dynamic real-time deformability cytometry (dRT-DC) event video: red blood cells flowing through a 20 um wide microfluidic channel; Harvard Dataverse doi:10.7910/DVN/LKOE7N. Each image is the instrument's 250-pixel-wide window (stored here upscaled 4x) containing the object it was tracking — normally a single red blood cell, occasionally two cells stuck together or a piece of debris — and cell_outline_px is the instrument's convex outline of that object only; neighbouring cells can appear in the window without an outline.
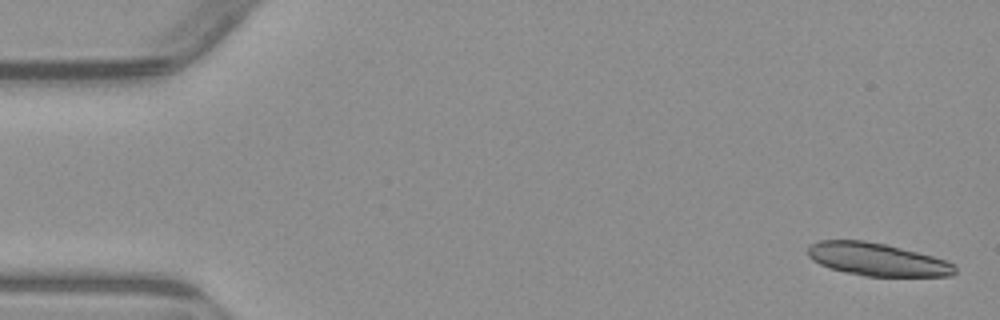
{"species": "common noctule bat (a hibernating species)", "species_latin": "Nyctalus noctula", "temperature_condition": "warm", "stored_images_in_passage": 7, "camera_frame_rate_fps": 3000, "um_per_image_px": 0.085, "animal": {"sex": "male", "body_mass_g": 23.1, "forearm_length_mm": 52.7}, "frame": {"image": 1, "passage_image": 1, "time_ms": 0.0, "image_size_px": [1000, 320], "cell_outline_px": [[956, 272], [952, 276], [864, 276], [844, 272], [828, 268], [812, 260], [808, 256], [808, 244], [820, 240], [864, 240], [888, 244], [932, 256], [944, 260], [952, 264], [956, 268]], "centroid_in_image_um": [74.51, 22.04], "position_along_channel_um": 10.5, "area_um2": 28.26}}
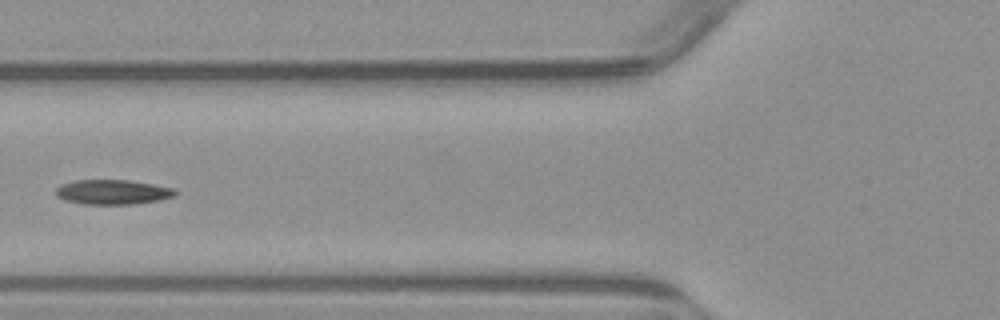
{"frame": {"image": 2, "passage_image": 6, "time_ms": 6.333, "image_size_px": [1000, 320], "cell_outline_px": [[176, 196], [160, 200], [136, 204], [84, 204], [64, 200], [56, 196], [56, 188], [60, 184], [76, 180], [128, 180], [152, 184], [172, 188], [176, 192]], "centroid_in_image_um": [9.55, 16.33], "position_along_channel_um": 116.2, "area_um2": 17.22}}
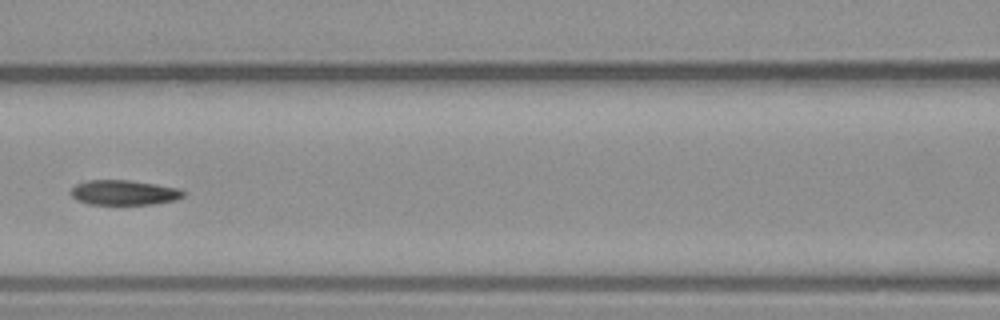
{"frame": {"image": 3, "passage_image": 7, "time_ms": 7.333, "image_size_px": [1000, 320], "cell_outline_px": [[184, 196], [176, 200], [152, 204], [88, 204], [76, 200], [68, 192], [76, 184], [84, 180], [128, 180], [156, 184], [180, 188], [184, 192]], "centroid_in_image_um": [10.51, 16.36], "position_along_channel_um": 156.1, "area_um2": 16.47}}